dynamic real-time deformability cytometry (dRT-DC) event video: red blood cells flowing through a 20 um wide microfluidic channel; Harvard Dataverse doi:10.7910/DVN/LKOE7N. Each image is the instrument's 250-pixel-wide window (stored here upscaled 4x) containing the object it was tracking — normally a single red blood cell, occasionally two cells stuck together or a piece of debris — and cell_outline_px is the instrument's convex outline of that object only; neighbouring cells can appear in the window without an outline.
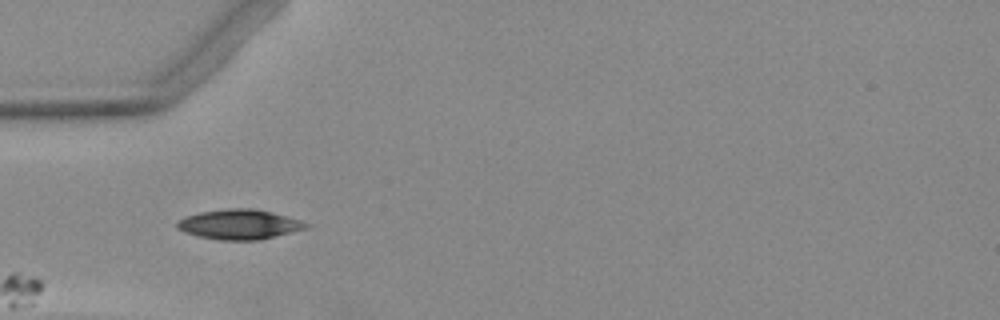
{"species": "Egyptian fruit bat (a non-hibernating species)", "species_latin": "Rousettus aegyptiacus", "temperature_condition": "warm", "stored_images_in_passage": 4, "camera_frame_rate_fps": 3000, "um_per_image_px": 0.085, "animal": {"sex": "female"}, "frame": {"image": 1, "passage_image": 3, "time_ms": 2.667, "image_size_px": [1000, 320], "cell_outline_px": [[312, 224], [308, 228], [260, 240], [220, 240], [200, 236], [184, 232], [176, 228], [176, 220], [200, 212], [228, 208], [256, 208], [272, 212], [300, 220]], "centroid_in_image_um": [20.36, 19.07], "position_along_channel_um": 64.6, "area_um2": 22.54}}